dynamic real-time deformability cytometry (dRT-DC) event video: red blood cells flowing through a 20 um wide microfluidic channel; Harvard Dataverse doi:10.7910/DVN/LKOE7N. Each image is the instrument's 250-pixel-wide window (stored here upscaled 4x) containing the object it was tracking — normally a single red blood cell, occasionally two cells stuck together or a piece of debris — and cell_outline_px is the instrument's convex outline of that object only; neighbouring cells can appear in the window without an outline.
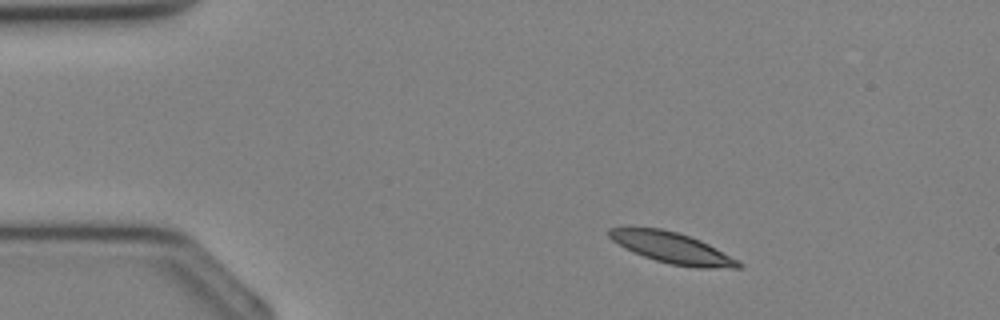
{"species": "Egyptian fruit bat (a non-hibernating species)", "species_latin": "Rousettus aegyptiacus", "temperature_condition": "cold", "stored_images_in_passage": 32, "camera_frame_rate_fps": 3000, "um_per_image_px": 0.085, "animal": {"sex": "female"}, "frame": {"image": 1, "passage_image": 1, "time_ms": 0.0, "image_size_px": [1000, 320], "cell_outline_px": [[744, 264], [740, 268], [696, 268], [672, 264], [656, 260], [632, 252], [624, 248], [612, 240], [608, 236], [608, 228], [660, 228], [676, 232], [700, 240], [740, 260]], "centroid_in_image_um": [57.17, 21.08], "position_along_channel_um": 27.8, "area_um2": 23.18}}
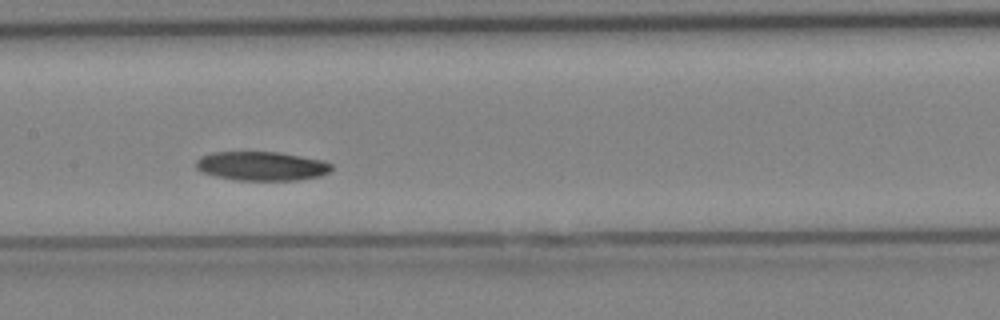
{"frame": {"image": 2, "passage_image": 13, "time_ms": 4.0, "image_size_px": [1000, 320], "cell_outline_px": [[332, 168], [328, 172], [320, 176], [296, 180], [236, 180], [216, 176], [200, 172], [196, 168], [196, 160], [200, 156], [212, 152], [280, 152], [320, 160], [332, 164]], "centroid_in_image_um": [22.19, 14.11], "position_along_channel_um": 185.2, "area_um2": 22.89}}
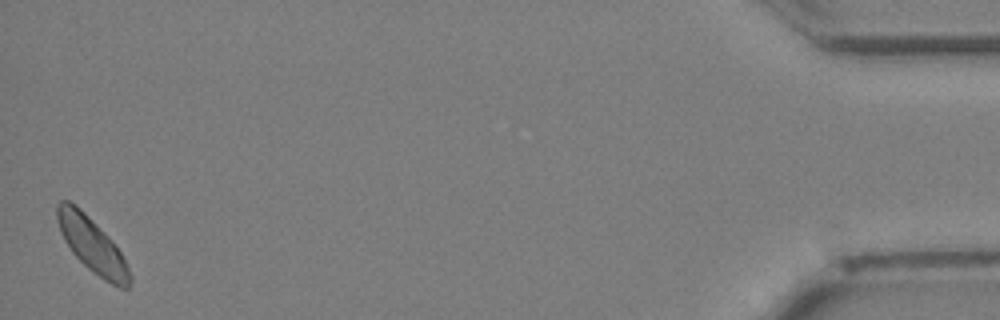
{"frame": {"image": 3, "passage_image": 31, "time_ms": 10.0, "image_size_px": [1000, 320], "cell_outline_px": [[132, 280], [128, 288], [120, 288], [104, 280], [88, 268], [72, 252], [64, 240], [60, 232], [56, 220], [56, 204], [60, 200], [68, 200], [76, 204], [84, 212], [120, 252], [132, 276]], "centroid_in_image_um": [7.78, 20.82], "position_along_channel_um": 427.4, "area_um2": 22.66}}